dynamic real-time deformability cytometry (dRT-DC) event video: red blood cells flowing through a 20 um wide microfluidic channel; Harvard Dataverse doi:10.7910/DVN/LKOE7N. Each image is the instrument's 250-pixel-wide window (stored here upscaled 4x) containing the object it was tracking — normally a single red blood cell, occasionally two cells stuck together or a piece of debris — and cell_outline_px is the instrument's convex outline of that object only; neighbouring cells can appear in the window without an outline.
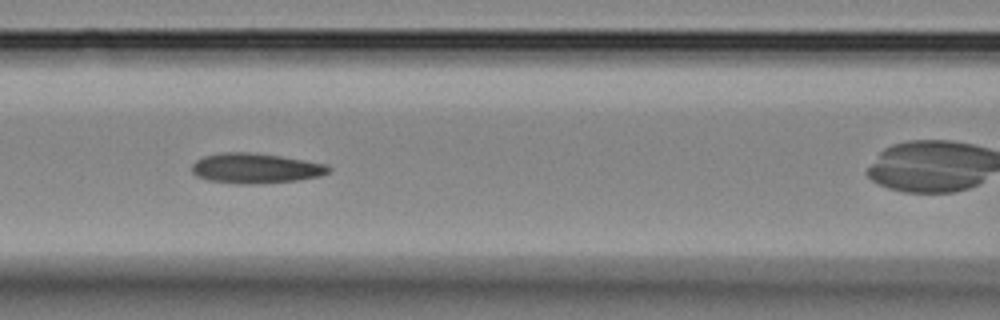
{"species": "Egyptian fruit bat (a non-hibernating species)", "species_latin": "Rousettus aegyptiacus", "temperature_condition": "room temperature", "stored_images_in_passage": 12, "camera_frame_rate_fps": 3000, "um_per_image_px": 0.085, "animal": {"sex": "female"}, "frame": {"image": 1, "passage_image": 3, "time_ms": 2.333, "image_size_px": [1000, 320], "cell_outline_px": [[332, 168], [328, 172], [320, 176], [296, 180], [252, 184], [240, 184], [208, 180], [196, 176], [192, 172], [192, 164], [196, 160], [204, 156], [224, 152], [248, 152], [280, 156], [328, 164]], "centroid_in_image_um": [21.71, 14.3], "position_along_channel_um": 144.9, "area_um2": 23.87}}
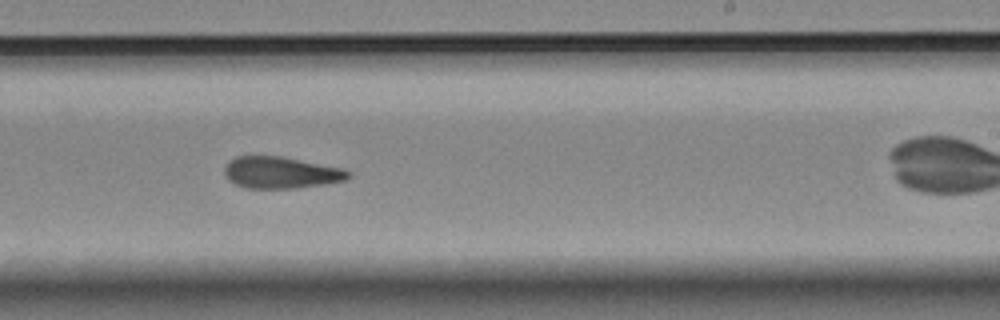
{"frame": {"image": 2, "passage_image": 6, "time_ms": 5.667, "image_size_px": [1000, 320], "cell_outline_px": [[352, 176], [348, 180], [324, 184], [296, 188], [244, 188], [228, 180], [224, 176], [224, 168], [228, 160], [236, 156], [280, 156], [344, 168], [352, 172]], "centroid_in_image_um": [23.89, 14.67], "position_along_channel_um": 265.1, "area_um2": 23.18}, "authors_computed_cell_mechanics": {"area_um2": 23.3223, "velocity_mm_per_s": 3.627, "shape_relaxation_time_tau1_ms": 7.2108, "shape_relaxation_time_tau2_ms": 1.9932, "deformation_change_tau1": 0.1578, "deformation_change_tau2": 0.0993}}